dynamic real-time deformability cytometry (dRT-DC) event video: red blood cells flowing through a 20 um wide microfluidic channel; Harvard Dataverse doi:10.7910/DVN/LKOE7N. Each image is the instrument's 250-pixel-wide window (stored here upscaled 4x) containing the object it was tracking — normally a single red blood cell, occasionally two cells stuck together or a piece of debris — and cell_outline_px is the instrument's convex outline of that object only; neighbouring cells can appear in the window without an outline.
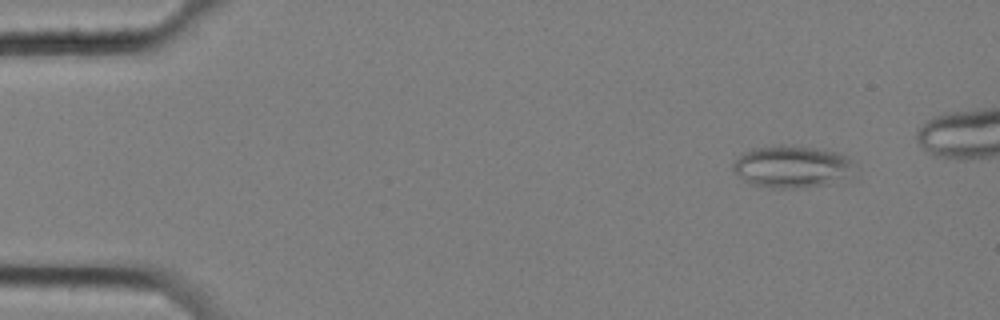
{"species": "common noctule bat (a hibernating species)", "species_latin": "Nyctalus noctula", "temperature_condition": "cold", "stored_images_in_passage": 5, "camera_frame_rate_fps": 3000, "um_per_image_px": 0.085, "animal": {"sex": "female", "body_mass_g": 25.1}, "frame": {"image": 1, "passage_image": 1, "time_ms": 0.0, "image_size_px": [1000, 320], "cell_outline_px": [[848, 164], [844, 184], [800, 188], [772, 188], [752, 184], [744, 180], [732, 168], [732, 164], [744, 152], [752, 148], [780, 144], [816, 148], [840, 152], [848, 156]], "centroid_in_image_um": [67.3, 14.18], "position_along_channel_um": 17.7, "area_um2": 29.88}}